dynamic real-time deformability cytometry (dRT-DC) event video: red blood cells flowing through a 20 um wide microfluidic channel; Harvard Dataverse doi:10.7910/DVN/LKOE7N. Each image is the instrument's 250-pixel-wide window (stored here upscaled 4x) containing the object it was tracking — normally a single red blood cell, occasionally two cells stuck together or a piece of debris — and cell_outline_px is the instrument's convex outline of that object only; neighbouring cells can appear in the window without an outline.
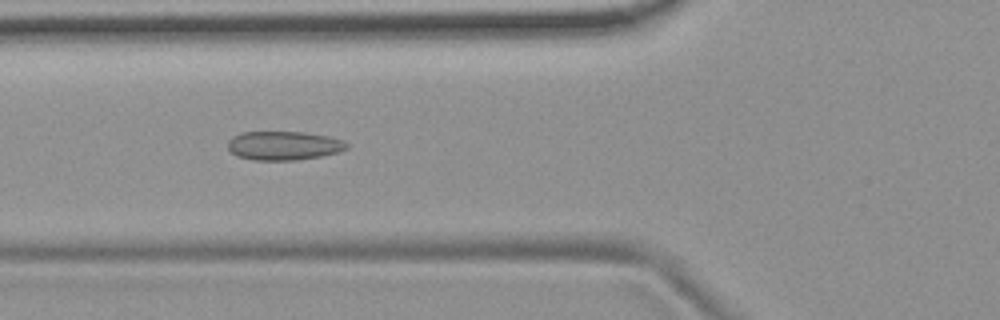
{"species": "common noctule bat (a hibernating species)", "species_latin": "Nyctalus noctula", "temperature_condition": "room temperature", "stored_images_in_passage": 49, "camera_frame_rate_fps": 3000, "um_per_image_px": 0.085, "animal": {"sex": "female", "body_mass_g": 19.9}, "frame": {"image": 1, "passage_image": 15, "time_ms": 4.667, "image_size_px": [1000, 320], "cell_outline_px": [[348, 148], [340, 152], [320, 156], [296, 160], [252, 160], [236, 156], [228, 148], [228, 140], [232, 136], [240, 132], [304, 132], [328, 136], [344, 140], [348, 144]], "centroid_in_image_um": [24.11, 12.37], "position_along_channel_um": 101.7, "area_um2": 20.17}}
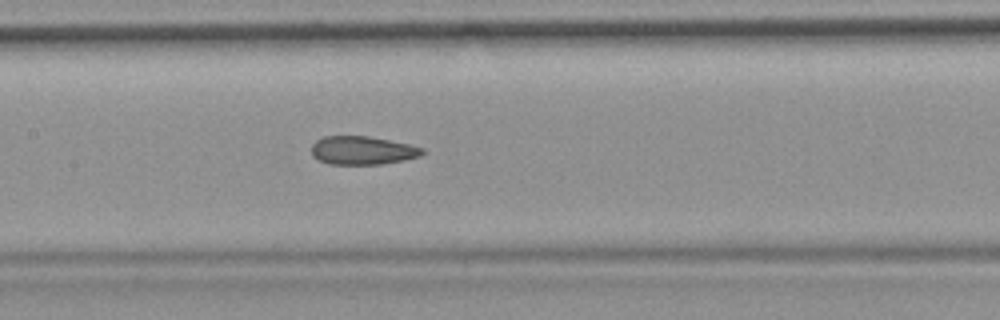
{"frame": {"image": 2, "passage_image": 21, "time_ms": 6.667, "image_size_px": [1000, 320], "cell_outline_px": [[424, 152], [420, 156], [404, 160], [384, 164], [328, 164], [312, 156], [312, 144], [316, 140], [324, 136], [368, 136], [408, 144], [424, 148]], "centroid_in_image_um": [30.8, 12.79], "position_along_channel_um": 176.6, "area_um2": 18.32}}
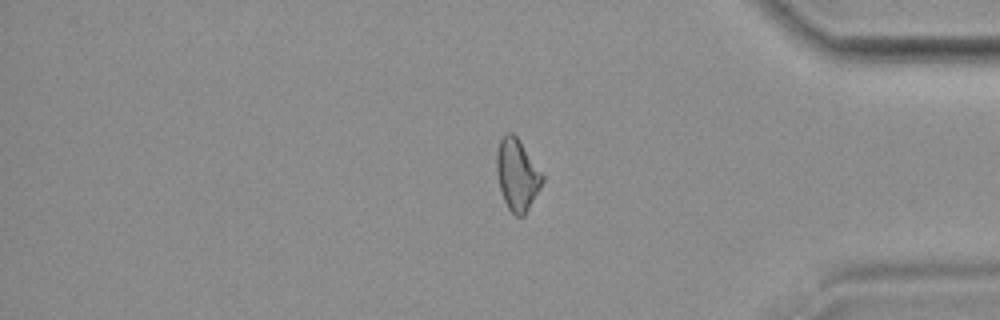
{"frame": {"image": 3, "passage_image": 40, "time_ms": 13.0, "image_size_px": [1000, 320], "cell_outline_px": [[544, 180], [540, 188], [524, 216], [516, 216], [508, 208], [504, 200], [500, 188], [496, 172], [496, 152], [500, 140], [508, 132], [512, 132], [516, 136], [544, 176]], "centroid_in_image_um": [43.94, 14.86], "position_along_channel_um": 391.3, "area_um2": 18.79}, "authors_computed_cell_mechanics": {"area_um2": 19.2474, "velocity_mm_per_s": 3.7382, "shape_relaxation_time_tau1_ms": null, "shape_relaxation_time_tau2_ms": 2.4576, "deformation_change_tau1": null, "deformation_change_tau2": 0.0837}}